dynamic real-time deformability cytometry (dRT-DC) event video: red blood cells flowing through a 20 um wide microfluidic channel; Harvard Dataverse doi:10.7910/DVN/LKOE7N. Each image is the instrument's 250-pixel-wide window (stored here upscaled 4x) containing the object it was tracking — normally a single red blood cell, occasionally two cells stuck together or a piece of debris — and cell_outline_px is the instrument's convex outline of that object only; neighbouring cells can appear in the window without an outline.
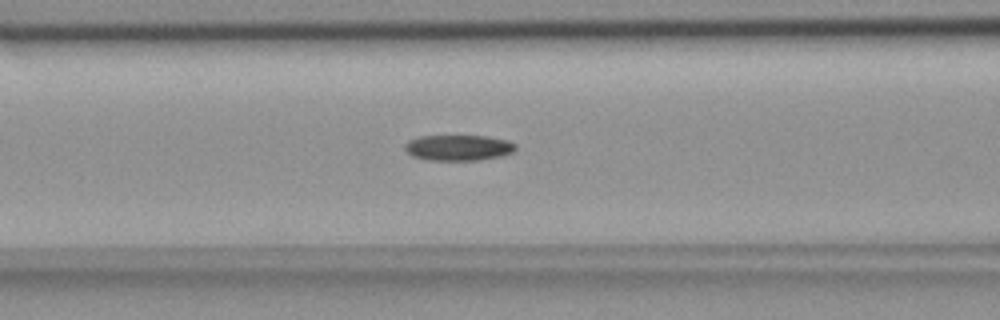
{"species": "common noctule bat (a hibernating species)", "species_latin": "Nyctalus noctula", "temperature_condition": "room temperature", "stored_images_in_passage": 40, "camera_frame_rate_fps": 3000, "um_per_image_px": 0.085, "animal": {"sex": "female", "body_mass_g": 18.4}, "frame": {"image": 1, "passage_image": 8, "time_ms": 2.333, "image_size_px": [1000, 320], "cell_outline_px": [[516, 148], [512, 152], [500, 156], [476, 160], [428, 160], [412, 156], [404, 148], [404, 144], [408, 140], [420, 136], [484, 136], [508, 140], [516, 144]], "centroid_in_image_um": [38.94, 12.55], "position_along_channel_um": 127.7, "area_um2": 16.53}}
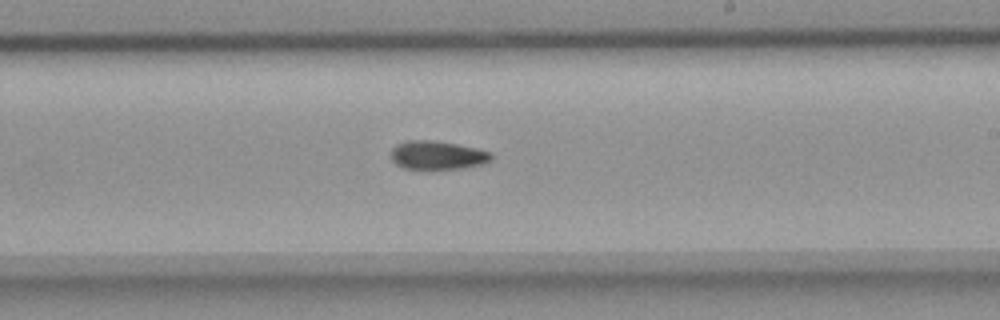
{"frame": {"image": 2, "passage_image": 18, "time_ms": 5.667, "image_size_px": [1000, 320], "cell_outline_px": [[492, 160], [480, 164], [460, 168], [428, 172], [404, 168], [396, 164], [392, 160], [392, 148], [396, 144], [404, 140], [432, 140], [456, 144], [476, 148], [492, 152]], "centroid_in_image_um": [37.14, 13.22], "position_along_channel_um": 251.9, "area_um2": 17.28}}
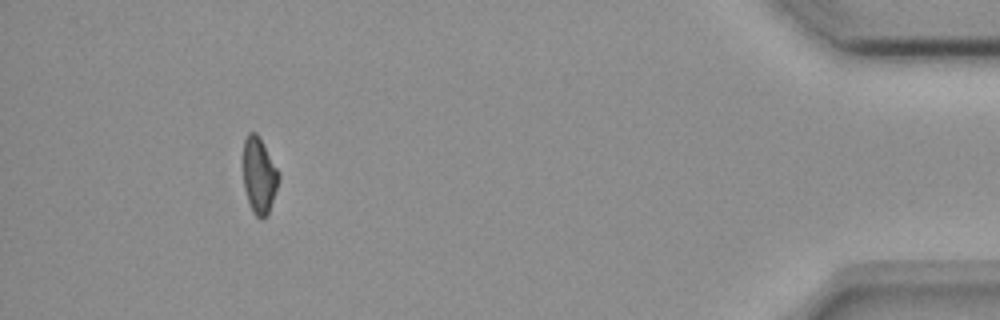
{"frame": {"image": 3, "passage_image": 36, "time_ms": 11.667, "image_size_px": [1000, 320], "cell_outline_px": [[280, 180], [268, 216], [264, 220], [260, 220], [252, 212], [244, 188], [244, 140], [248, 132], [256, 132], [260, 136], [280, 172]], "centroid_in_image_um": [22.06, 14.94], "position_along_channel_um": 413.1, "area_um2": 16.18}, "authors_computed_cell_mechanics": {"area_um2": 16.6464, "velocity_mm_per_s": 3.7449, "shape_relaxation_time_tau1_ms": 9.0625, "shape_relaxation_time_tau2_ms": 10.4569, "deformation_change_tau1": 0.1828, "deformation_change_tau2": 0.1738}}